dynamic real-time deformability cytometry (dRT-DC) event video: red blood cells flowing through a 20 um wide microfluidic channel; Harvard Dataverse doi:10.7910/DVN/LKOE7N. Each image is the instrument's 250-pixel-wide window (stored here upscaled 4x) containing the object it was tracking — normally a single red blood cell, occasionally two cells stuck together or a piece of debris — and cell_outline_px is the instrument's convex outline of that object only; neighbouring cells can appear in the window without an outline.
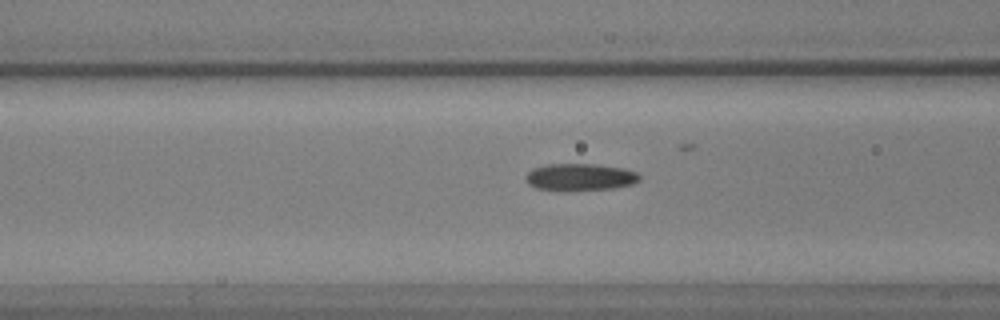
{"species": "common noctule bat (a hibernating species)", "species_latin": "Nyctalus noctula", "temperature_condition": "warm", "stored_images_in_passage": 57, "camera_frame_rate_fps": 3000, "um_per_image_px": 0.085, "animal": {"sex": "male", "body_mass_g": 17.9, "forearm_length_mm": 54.2}, "frame": {"image": 1, "passage_image": 22, "time_ms": 7.0, "image_size_px": [1000, 320], "cell_outline_px": [[640, 180], [632, 184], [612, 188], [536, 188], [528, 184], [524, 176], [532, 168], [544, 164], [596, 164], [624, 168], [636, 172], [640, 176]], "centroid_in_image_um": [49.3, 15.0], "position_along_channel_um": 117.3, "area_um2": 17.28}}
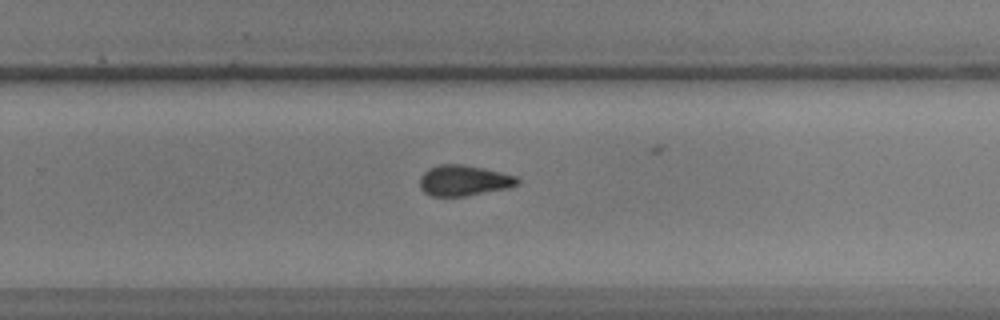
{"frame": {"image": 2, "passage_image": 37, "time_ms": 12.0, "image_size_px": [1000, 320], "cell_outline_px": [[520, 184], [508, 188], [464, 196], [432, 196], [424, 192], [420, 188], [420, 176], [428, 168], [440, 164], [460, 164], [500, 172], [516, 176], [520, 180]], "centroid_in_image_um": [39.41, 15.35], "position_along_channel_um": 290.4, "area_um2": 17.34}}
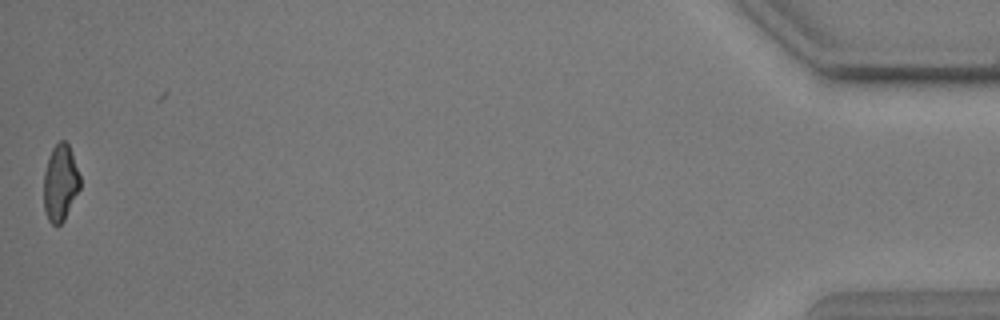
{"frame": {"image": 3, "passage_image": 57, "time_ms": 18.667, "image_size_px": [1000, 320], "cell_outline_px": [[80, 188], [64, 220], [60, 224], [52, 224], [48, 220], [44, 208], [44, 172], [52, 148], [60, 140], [64, 140], [68, 144], [72, 152], [80, 176]], "centroid_in_image_um": [5.13, 15.53], "position_along_channel_um": 430.1, "area_um2": 16.07}}